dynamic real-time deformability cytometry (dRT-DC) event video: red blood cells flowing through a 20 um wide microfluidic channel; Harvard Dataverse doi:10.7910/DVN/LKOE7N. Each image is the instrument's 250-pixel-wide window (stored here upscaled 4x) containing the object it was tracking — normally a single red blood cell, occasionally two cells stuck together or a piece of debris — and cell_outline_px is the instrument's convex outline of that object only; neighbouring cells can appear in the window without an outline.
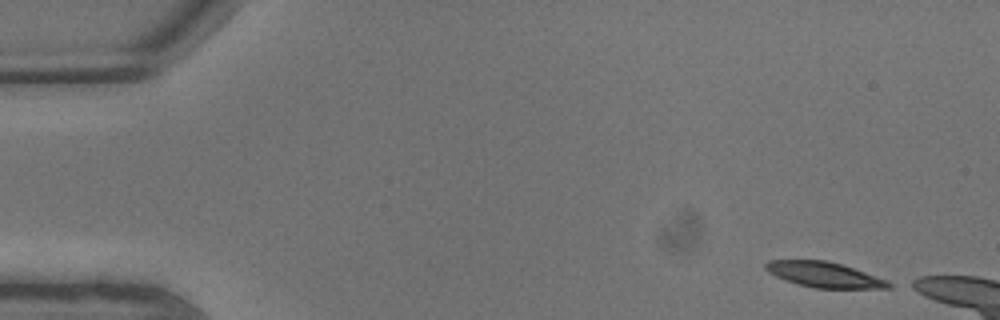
{"species": "common noctule bat (a hibernating species)", "species_latin": "Nyctalus noctula", "temperature_condition": "warm", "stored_images_in_passage": 5, "camera_frame_rate_fps": 3000, "um_per_image_px": 0.085, "animal": {"sex": "male", "body_mass_g": 13.3}, "frame": {"image": 1, "passage_image": 1, "time_ms": 0.0, "image_size_px": [1000, 320], "cell_outline_px": [[896, 284], [892, 288], [812, 288], [796, 284], [784, 280], [768, 272], [764, 268], [764, 264], [768, 260], [824, 260], [840, 264], [888, 280]], "centroid_in_image_um": [70.05, 23.36], "position_along_channel_um": 14.9, "area_um2": 18.26}}